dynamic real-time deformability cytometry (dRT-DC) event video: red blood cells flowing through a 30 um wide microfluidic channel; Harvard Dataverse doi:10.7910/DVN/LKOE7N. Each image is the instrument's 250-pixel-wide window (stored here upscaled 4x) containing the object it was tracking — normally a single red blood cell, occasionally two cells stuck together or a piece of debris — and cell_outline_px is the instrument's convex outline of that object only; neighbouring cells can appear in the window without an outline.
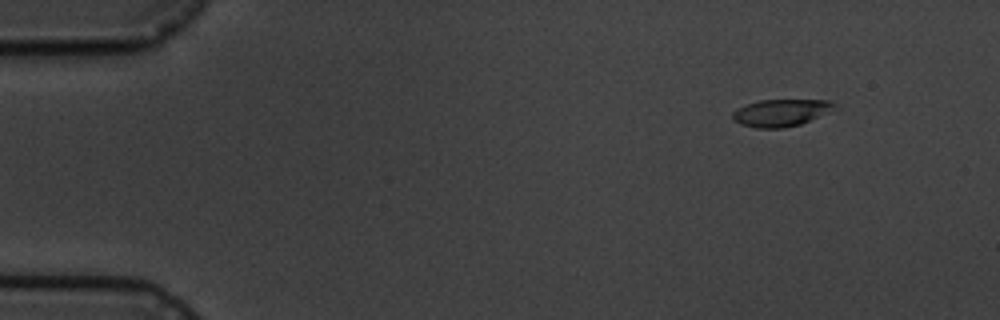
{"species": "common noctule bat (a hibernating species)", "species_latin": "Nyctalus noctula", "temperature_condition": "cold", "stored_images_in_passage": 5, "camera_frame_rate_fps": 3000, "um_per_image_px": 0.085, "animal": {"sex": "male", "body_mass_g": 19.5, "forearm_length_mm": 54.6}, "frame": {"image": 1, "passage_image": 2, "time_ms": 1.0, "image_size_px": [1000, 320], "cell_outline_px": [[836, 104], [828, 112], [800, 124], [784, 128], [756, 128], [740, 124], [732, 120], [732, 112], [748, 104], [760, 100], [828, 100]], "centroid_in_image_um": [66.33, 9.59], "position_along_channel_um": 18.7, "area_um2": 15.84}}
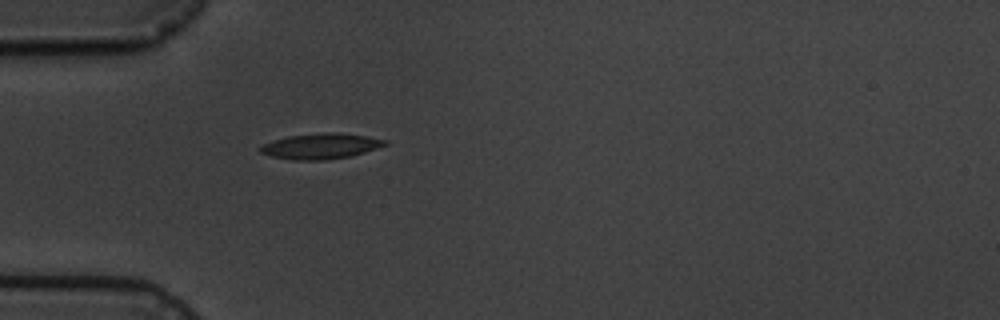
{"frame": {"image": 2, "passage_image": 5, "time_ms": 4.667, "image_size_px": [1000, 320], "cell_outline_px": [[388, 144], [364, 152], [348, 156], [324, 160], [292, 160], [272, 156], [260, 152], [260, 144], [288, 136], [324, 132], [332, 132], [368, 136], [388, 140]], "centroid_in_image_um": [27.25, 12.41], "position_along_channel_um": 57.8, "area_um2": 18.44}}